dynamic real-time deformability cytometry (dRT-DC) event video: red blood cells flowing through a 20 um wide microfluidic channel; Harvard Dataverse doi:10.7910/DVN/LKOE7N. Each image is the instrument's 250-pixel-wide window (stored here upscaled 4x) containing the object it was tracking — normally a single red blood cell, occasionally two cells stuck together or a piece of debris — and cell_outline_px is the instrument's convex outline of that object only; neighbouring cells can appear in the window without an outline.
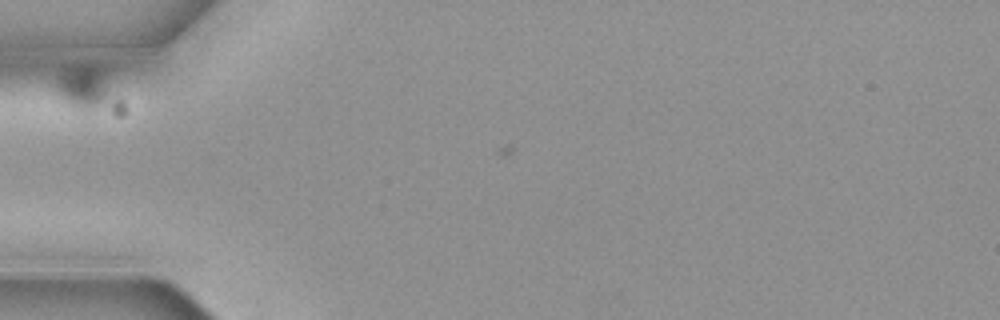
{"species": "common noctule bat (a hibernating species)", "species_latin": "Nyctalus noctula", "temperature_condition": "cold", "stored_images_in_passage": 2, "camera_frame_rate_fps": 3000, "um_per_image_px": 0.085, "animal": {"sex": "female", "body_mass_g": 19.3, "forearm_length_mm": 54.1}, "frame": {"image": 1, "passage_image": 1, "time_ms": 0.0, "image_size_px": [1000, 320], "cell_outline_px": [[108, 100], [100, 108], [92, 112], [88, 112], [72, 108], [52, 88], [56, 76], [60, 72], [68, 68], [80, 64], [100, 68], [104, 76], [108, 92]], "centroid_in_image_um": [6.99, 7.45], "position_along_channel_um": 78.0, "area_um2": 14.16}}